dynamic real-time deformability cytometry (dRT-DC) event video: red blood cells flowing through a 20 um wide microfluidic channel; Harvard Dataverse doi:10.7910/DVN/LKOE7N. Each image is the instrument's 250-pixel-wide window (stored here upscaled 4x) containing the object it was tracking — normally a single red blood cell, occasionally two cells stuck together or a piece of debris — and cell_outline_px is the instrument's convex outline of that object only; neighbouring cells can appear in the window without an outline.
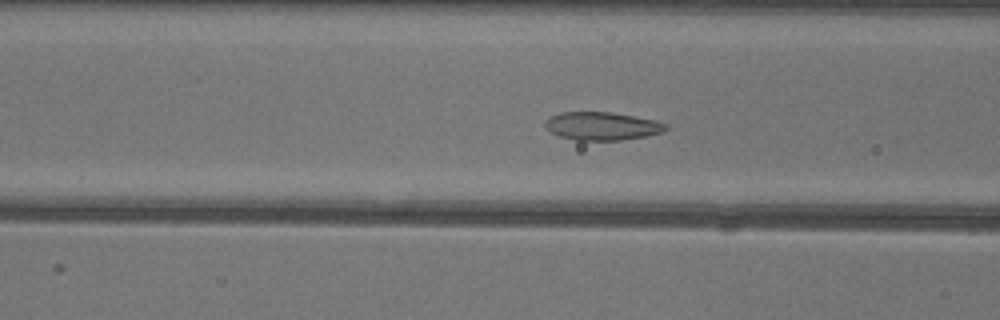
{"species": "common noctule bat (a hibernating species)", "species_latin": "Nyctalus noctula", "temperature_condition": "warm", "stored_images_in_passage": 51, "camera_frame_rate_fps": 3000, "um_per_image_px": 0.085, "animal": {"sex": "female"}, "frame": {"image": 1, "passage_image": 20, "time_ms": 6.333, "image_size_px": [1000, 320], "cell_outline_px": [[668, 128], [664, 132], [644, 136], [620, 140], [576, 140], [560, 136], [544, 128], [544, 120], [560, 112], [608, 112], [656, 120], [668, 124]], "centroid_in_image_um": [51.17, 10.71], "position_along_channel_um": 115.4, "area_um2": 19.71}}
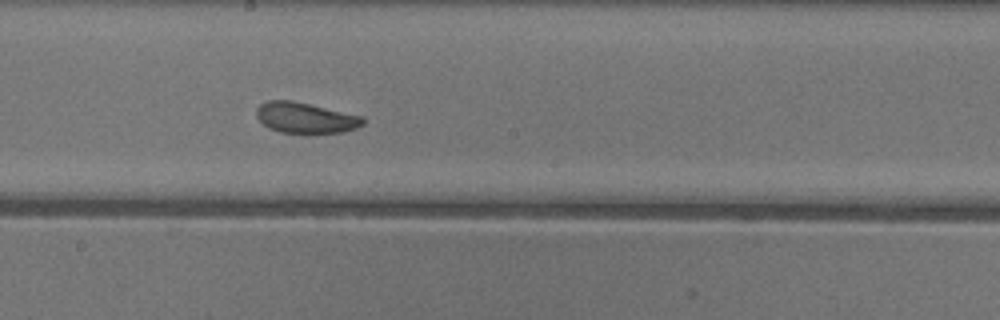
{"frame": {"image": 2, "passage_image": 28, "time_ms": 9.0, "image_size_px": [1000, 320], "cell_outline_px": [[364, 124], [356, 128], [344, 132], [308, 136], [304, 136], [280, 132], [268, 128], [256, 116], [256, 108], [260, 104], [268, 100], [292, 100], [364, 116]], "centroid_in_image_um": [25.98, 10.06], "position_along_channel_um": 222.2, "area_um2": 19.94}}
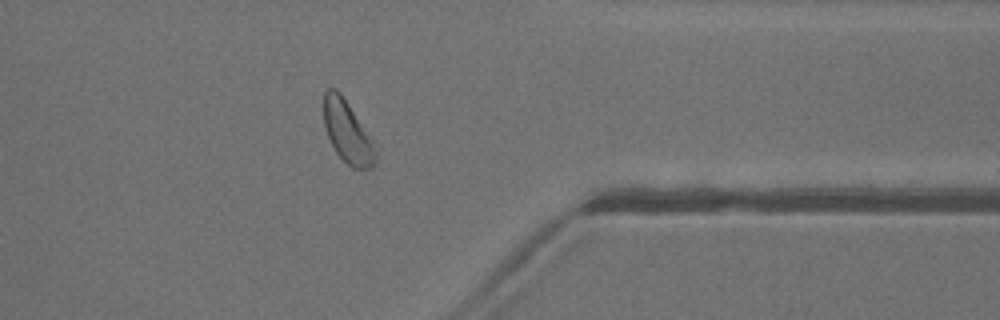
{"frame": {"image": 3, "passage_image": 41, "time_ms": 13.333, "image_size_px": [1000, 320], "cell_outline_px": [[380, 148], [376, 164], [372, 168], [352, 168], [336, 152], [324, 128], [324, 92], [328, 88], [336, 88], [340, 92]], "centroid_in_image_um": [29.61, 11.24], "position_along_channel_um": 381.8, "area_um2": 19.25}, "authors_computed_cell_mechanics": {"area_um2": 20.4034, "velocity_mm_per_s": 3.9981, "shape_relaxation_time_tau1_ms": 2.3429, "shape_relaxation_time_tau2_ms": 1.9501, "deformation_change_tau1": 0.0843, "deformation_change_tau2": 0.0612}}